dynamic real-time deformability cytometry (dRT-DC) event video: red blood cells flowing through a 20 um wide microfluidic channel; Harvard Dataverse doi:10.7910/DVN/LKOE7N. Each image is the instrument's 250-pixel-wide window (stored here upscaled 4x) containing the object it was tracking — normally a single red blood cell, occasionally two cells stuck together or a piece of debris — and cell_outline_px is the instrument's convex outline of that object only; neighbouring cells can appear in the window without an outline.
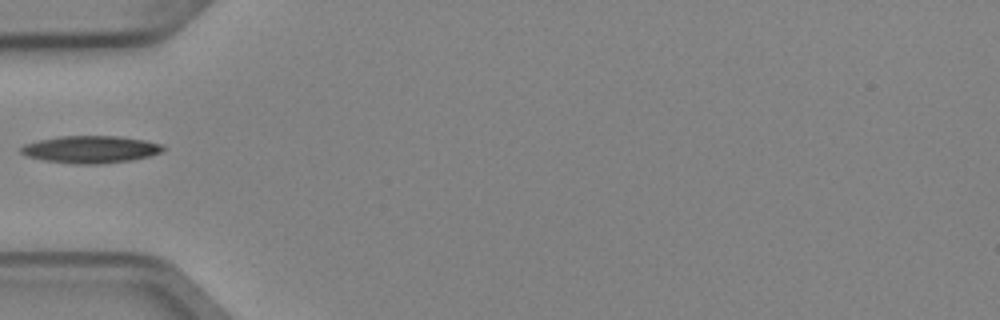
{"species": "Egyptian fruit bat (a non-hibernating species)", "species_latin": "Rousettus aegyptiacus", "temperature_condition": "cold", "stored_images_in_passage": 4, "camera_frame_rate_fps": 3000, "um_per_image_px": 0.085, "animal": {"sex": "female"}, "frame": {"image": 1, "passage_image": 3, "time_ms": 0.667, "image_size_px": [1000, 320], "cell_outline_px": [[164, 148], [160, 152], [148, 156], [132, 160], [100, 164], [72, 164], [44, 160], [28, 156], [20, 152], [20, 148], [24, 144], [40, 140], [60, 136], [120, 136], [144, 140], [164, 144]], "centroid_in_image_um": [7.71, 12.7], "position_along_channel_um": 77.3, "area_um2": 22.54}}
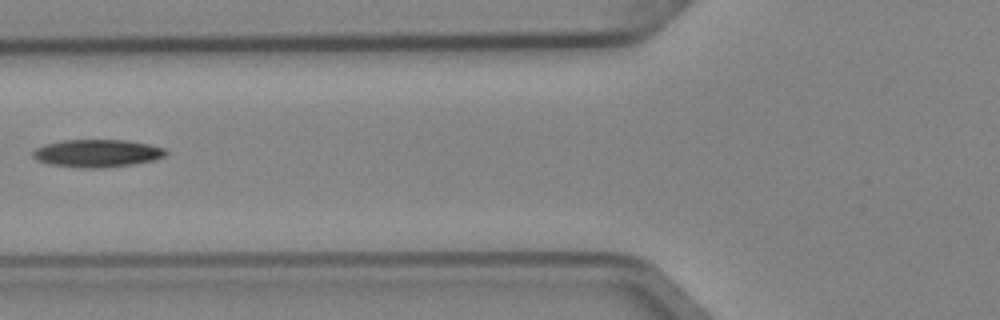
{"frame": {"image": 2, "passage_image": 4, "time_ms": 1.0, "image_size_px": [1000, 320], "cell_outline_px": [[168, 152], [164, 156], [152, 160], [128, 164], [100, 168], [84, 168], [48, 164], [32, 156], [32, 152], [36, 148], [44, 144], [64, 140], [128, 140], [148, 144], [164, 148]], "centroid_in_image_um": [8.23, 13.01], "position_along_channel_um": 117.6, "area_um2": 21.15}}